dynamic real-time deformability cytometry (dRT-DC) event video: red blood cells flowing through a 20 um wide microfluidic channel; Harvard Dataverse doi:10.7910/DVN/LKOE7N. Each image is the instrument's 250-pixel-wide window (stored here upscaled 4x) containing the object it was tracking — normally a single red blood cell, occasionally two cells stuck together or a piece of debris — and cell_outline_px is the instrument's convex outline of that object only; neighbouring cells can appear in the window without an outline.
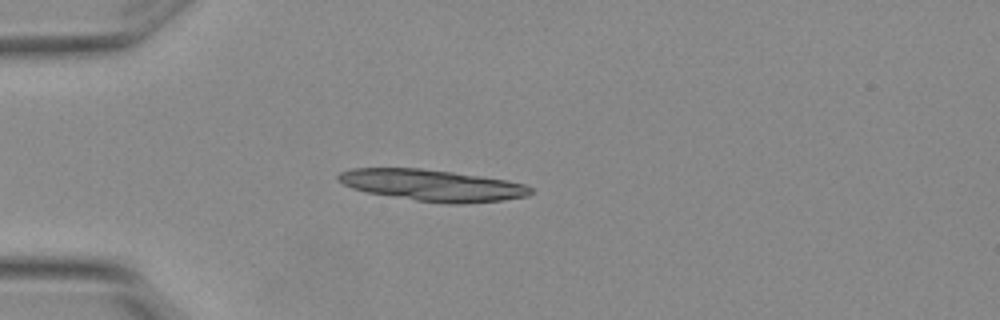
{"species": "Egyptian fruit bat (a non-hibernating species)", "species_latin": "Rousettus aegyptiacus", "temperature_condition": "warm", "stored_images_in_passage": 3, "segment_of_instrument_passage": [1, 2], "camera_frame_rate_fps": 3000, "um_per_image_px": 0.085, "animal": {"sex": "female"}, "frame": {"image": 1, "passage_image": 1, "time_ms": 0.0, "image_size_px": [1000, 320], "cell_outline_px": [[536, 192], [528, 196], [504, 200], [464, 204], [448, 204], [416, 200], [368, 192], [352, 188], [336, 180], [336, 176], [340, 172], [352, 168], [420, 168], [452, 172], [508, 180], [524, 184], [532, 188]], "centroid_in_image_um": [36.79, 15.75], "position_along_channel_um": 48.2, "area_um2": 35.32}}